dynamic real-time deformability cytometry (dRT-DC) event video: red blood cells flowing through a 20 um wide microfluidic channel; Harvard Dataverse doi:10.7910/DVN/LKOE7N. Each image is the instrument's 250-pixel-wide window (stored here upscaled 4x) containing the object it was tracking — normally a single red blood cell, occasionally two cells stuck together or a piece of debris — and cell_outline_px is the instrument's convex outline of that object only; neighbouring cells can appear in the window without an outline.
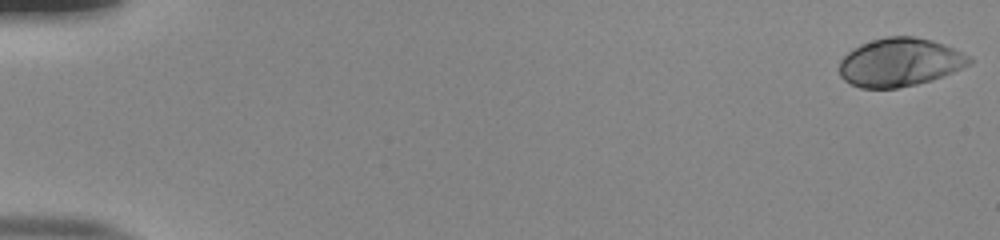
{"species": "human", "species_latin": "Homo sapiens", "temperature_condition": "room temperature", "stored_images_in_passage": 53, "camera_frame_rate_fps": 3000, "um_per_image_px": 0.085, "donor": {"sex": "male"}, "frame": {"image": 1, "passage_image": 1, "time_ms": 0.0, "image_size_px": [1000, 240], "cell_outline_px": [[972, 64], [944, 76], [932, 80], [916, 84], [896, 88], [860, 88], [844, 80], [840, 76], [840, 60], [852, 48], [860, 44], [884, 36], [912, 36], [932, 40], [944, 44], [968, 56], [972, 60]], "centroid_in_image_um": [76.47, 5.29], "position_along_channel_um": 8.5, "area_um2": 36.65}}
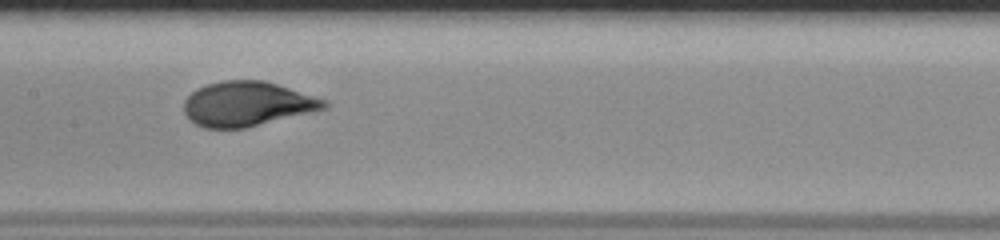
{"frame": {"image": 2, "passage_image": 28, "time_ms": 9.0, "image_size_px": [1000, 240], "cell_outline_px": [[328, 108], [312, 112], [244, 128], [204, 128], [188, 120], [184, 112], [184, 100], [192, 92], [208, 84], [224, 80], [264, 80], [328, 100]], "centroid_in_image_um": [21.01, 8.83], "position_along_channel_um": 186.4, "area_um2": 36.41}}
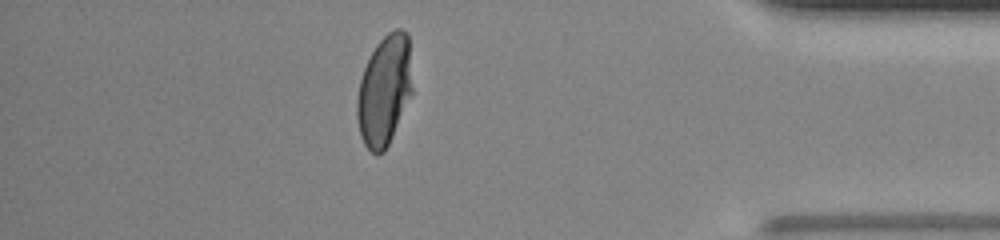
{"frame": {"image": 3, "passage_image": 47, "time_ms": 15.333, "image_size_px": [1000, 240], "cell_outline_px": [[412, 92], [392, 136], [384, 152], [376, 156], [364, 144], [360, 136], [356, 116], [356, 100], [360, 80], [364, 68], [376, 44], [388, 32], [396, 28], [400, 28], [408, 32], [412, 88]], "centroid_in_image_um": [32.65, 7.68], "position_along_channel_um": 402.5, "area_um2": 35.49}, "authors_computed_cell_mechanics": {"area_um2": 36.2406, "velocity_mm_per_s": 3.9119, "shape_relaxation_time_tau1_ms": 5.3676, "shape_relaxation_time_tau2_ms": null, "deformation_change_tau1": 0.2254, "deformation_change_tau2": null}}